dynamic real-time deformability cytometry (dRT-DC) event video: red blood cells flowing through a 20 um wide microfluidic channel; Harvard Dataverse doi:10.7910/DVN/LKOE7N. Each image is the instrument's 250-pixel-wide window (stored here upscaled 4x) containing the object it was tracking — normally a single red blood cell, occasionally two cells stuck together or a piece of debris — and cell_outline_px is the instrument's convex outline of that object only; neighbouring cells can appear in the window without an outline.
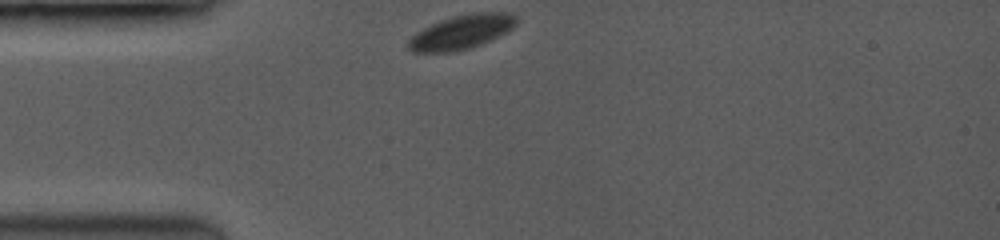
{"species": "common noctule bat (a hibernating species)", "species_latin": "Nyctalus noctula", "temperature_condition": "room temperature", "stored_images_in_passage": 40, "camera_frame_rate_fps": 3500, "um_per_image_px": 0.085, "animal": {"sex": "female", "body_mass_g": 19.0, "forearm_length_mm": 53.3}, "frame": {"image": 1, "passage_image": 1, "time_ms": 0.0, "image_size_px": [1000, 240], "cell_outline_px": [[516, 24], [512, 28], [480, 44], [468, 48], [448, 52], [412, 52], [408, 48], [408, 40], [416, 32], [440, 20], [452, 16], [476, 12], [512, 12], [516, 16]], "centroid_in_image_um": [39.21, 2.7], "position_along_channel_um": 45.8, "area_um2": 21.15}}
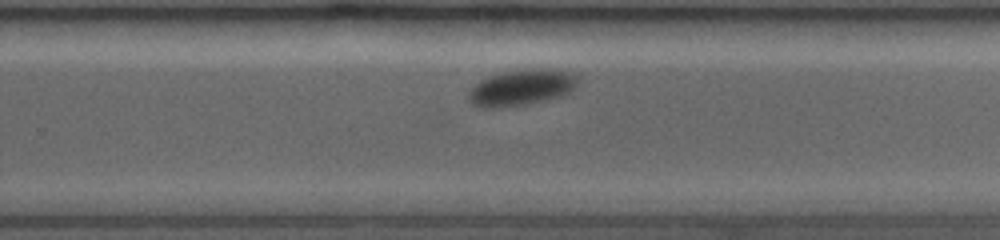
{"frame": {"image": 2, "passage_image": 24, "time_ms": 6.857, "image_size_px": [1000, 240], "cell_outline_px": [[572, 88], [556, 96], [520, 104], [476, 104], [472, 100], [472, 88], [476, 84], [492, 76], [512, 72], [568, 72], [572, 76]], "centroid_in_image_um": [44.28, 7.44], "position_along_channel_um": 285.5, "area_um2": 18.96}}
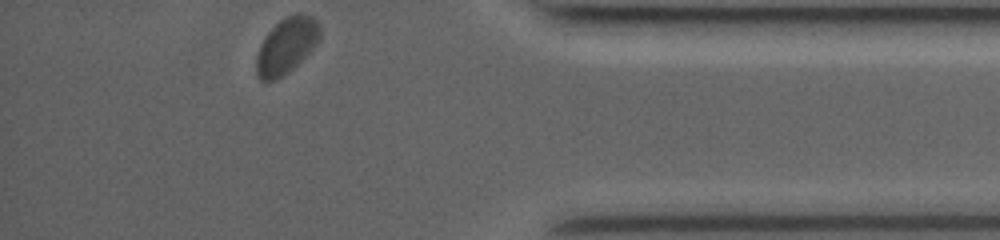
{"frame": {"image": 3, "passage_image": 40, "time_ms": 10.571, "image_size_px": [1000, 240], "cell_outline_px": [[320, 36], [316, 44], [288, 72], [272, 80], [260, 80], [256, 72], [256, 56], [260, 44], [268, 32], [280, 20], [296, 12], [304, 12], [312, 16], [316, 20], [320, 28]], "centroid_in_image_um": [24.34, 3.84], "position_along_channel_um": 410.9, "area_um2": 20.35}, "authors_computed_cell_mechanics": {"area_um2": 21.097, "velocity_mm_per_s": 3.7811, "shape_relaxation_time_tau1_ms": 2.5294, "shape_relaxation_time_tau2_ms": null, "deformation_change_tau1": 0.0586, "deformation_change_tau2": null}}